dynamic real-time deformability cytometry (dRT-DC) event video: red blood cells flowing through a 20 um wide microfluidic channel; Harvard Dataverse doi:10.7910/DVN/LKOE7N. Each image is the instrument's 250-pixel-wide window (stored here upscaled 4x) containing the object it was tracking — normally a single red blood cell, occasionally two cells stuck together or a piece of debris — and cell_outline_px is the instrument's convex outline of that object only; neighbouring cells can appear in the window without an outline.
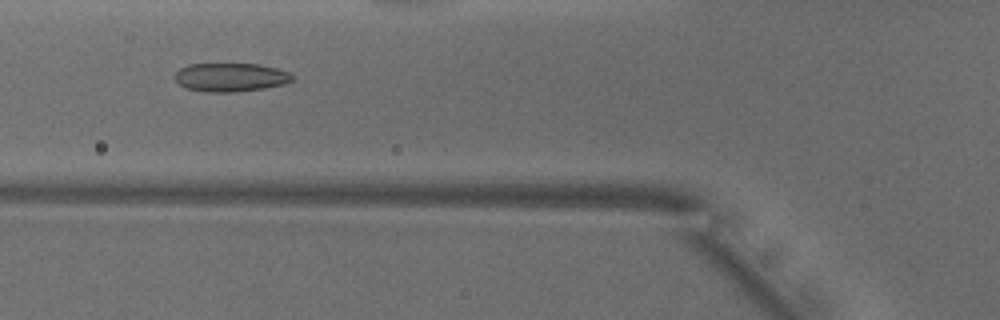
{"species": "common noctule bat (a hibernating species)", "species_latin": "Nyctalus noctula", "temperature_condition": "warm", "stored_images_in_passage": 41, "camera_frame_rate_fps": 3000, "um_per_image_px": 0.085, "animal": {"sex": "male", "body_mass_g": 18.8}, "frame": {"image": 1, "passage_image": 18, "time_ms": 5.667, "image_size_px": [1000, 320], "cell_outline_px": [[292, 80], [284, 84], [264, 88], [232, 92], [208, 92], [188, 88], [180, 84], [172, 76], [180, 68], [188, 64], [256, 64], [276, 68], [288, 72], [292, 76]], "centroid_in_image_um": [19.57, 6.56], "position_along_channel_um": 106.2, "area_um2": 19.36}}
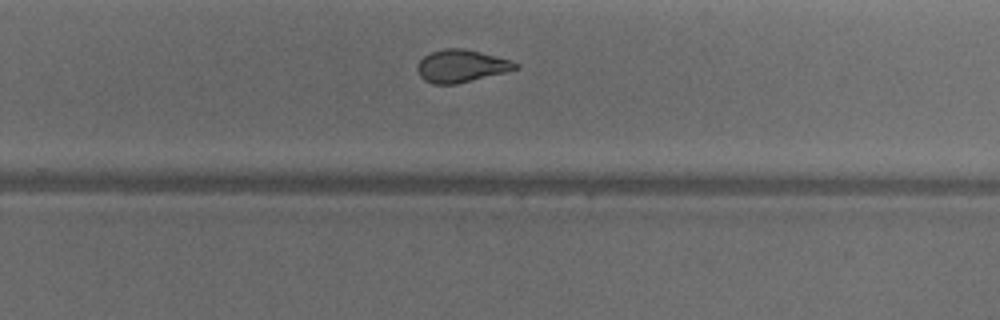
{"frame": {"image": 2, "passage_image": 32, "time_ms": 10.333, "image_size_px": [1000, 320], "cell_outline_px": [[520, 68], [456, 84], [432, 84], [424, 80], [420, 76], [416, 68], [420, 60], [424, 56], [432, 52], [444, 48], [464, 48], [512, 60], [520, 64]], "centroid_in_image_um": [39.21, 5.6], "position_along_channel_um": 290.6, "area_um2": 18.55}}
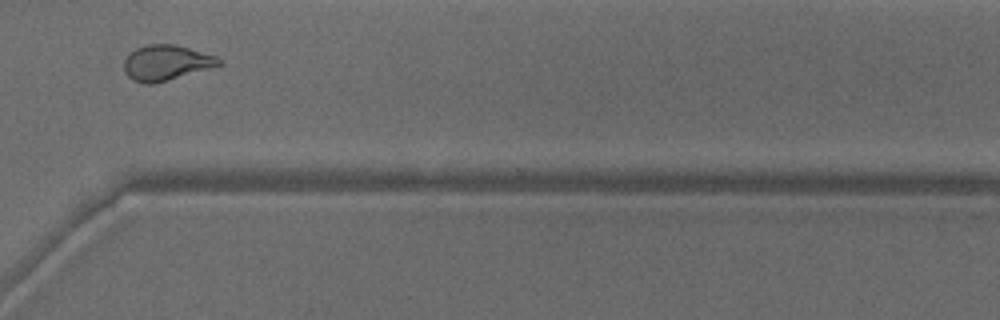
{"frame": {"image": 3, "passage_image": 37, "time_ms": 12.0, "image_size_px": [1000, 320], "cell_outline_px": [[220, 64], [208, 68], [168, 80], [152, 84], [144, 84], [132, 80], [124, 72], [124, 60], [136, 48], [148, 44], [176, 44], [216, 56], [220, 60]], "centroid_in_image_um": [14.07, 5.33], "position_along_channel_um": 356.5, "area_um2": 19.25}, "authors_computed_cell_mechanics": {"area_um2": 19.4208, "velocity_mm_per_s": 3.9555, "shape_relaxation_time_tau1_ms": null, "shape_relaxation_time_tau2_ms": 1.2301, "deformation_change_tau1": null, "deformation_change_tau2": 0.0788}}